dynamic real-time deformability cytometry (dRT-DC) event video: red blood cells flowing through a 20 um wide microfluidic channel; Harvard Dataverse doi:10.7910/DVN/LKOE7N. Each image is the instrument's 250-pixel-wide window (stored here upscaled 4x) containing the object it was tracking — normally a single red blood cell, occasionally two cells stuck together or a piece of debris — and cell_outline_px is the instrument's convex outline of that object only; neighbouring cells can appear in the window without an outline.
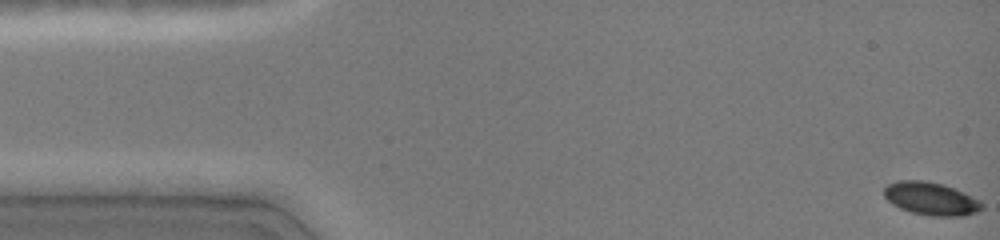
{"species": "common noctule bat (a hibernating species)", "species_latin": "Nyctalus noctula", "temperature_condition": "cold", "stored_images_in_passage": 55, "camera_frame_rate_fps": 3000, "um_per_image_px": 0.085, "animal": {"sex": "female", "body_mass_g": 19.0, "forearm_length_mm": 51.5}, "frame": {"image": 1, "passage_image": 1, "time_ms": 0.0, "image_size_px": [1000, 240], "cell_outline_px": [[984, 208], [976, 212], [964, 216], [932, 216], [912, 212], [900, 208], [892, 204], [884, 196], [884, 188], [888, 184], [900, 180], [924, 180], [944, 184], [964, 192], [980, 200], [984, 204]], "centroid_in_image_um": [79.16, 16.88], "position_along_channel_um": 5.8, "area_um2": 18.9}}
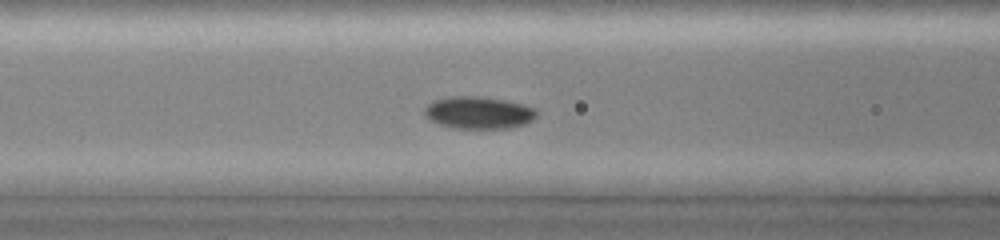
{"frame": {"image": 2, "passage_image": 24, "time_ms": 6.0, "image_size_px": [1000, 240], "cell_outline_px": [[536, 116], [532, 120], [524, 124], [508, 128], [456, 128], [440, 124], [432, 120], [424, 112], [424, 108], [432, 100], [452, 96], [480, 96], [504, 100], [524, 104], [536, 108]], "centroid_in_image_um": [40.7, 9.56], "position_along_channel_um": 125.9, "area_um2": 20.92}}
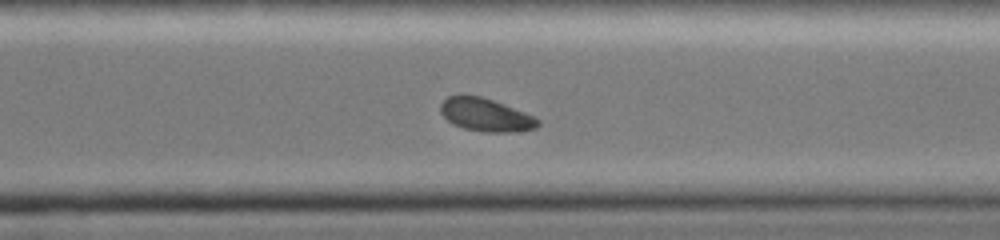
{"frame": {"image": 3, "passage_image": 50, "time_ms": 11.0, "image_size_px": [1000, 240], "cell_outline_px": [[540, 124], [536, 128], [512, 132], [484, 132], [464, 128], [452, 124], [440, 112], [440, 104], [448, 96], [460, 92], [480, 96], [492, 100], [524, 112], [540, 120]], "centroid_in_image_um": [41.23, 9.74], "position_along_channel_um": 329.4, "area_um2": 18.9}}